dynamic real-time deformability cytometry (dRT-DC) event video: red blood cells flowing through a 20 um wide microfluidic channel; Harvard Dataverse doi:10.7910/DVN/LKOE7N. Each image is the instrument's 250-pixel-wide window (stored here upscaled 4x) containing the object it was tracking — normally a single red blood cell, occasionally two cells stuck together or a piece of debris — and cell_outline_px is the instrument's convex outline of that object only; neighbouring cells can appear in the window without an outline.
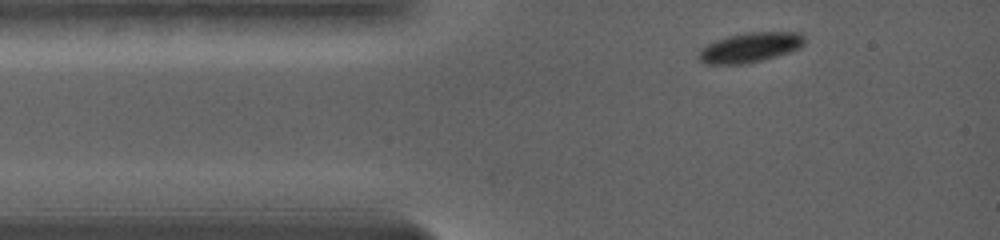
{"species": "common noctule bat (a hibernating species)", "species_latin": "Nyctalus noctula", "temperature_condition": "warm", "stored_images_in_passage": 24, "camera_frame_rate_fps": 5000, "um_per_image_px": 0.085, "animal": {"sex": "female", "body_mass_g": 19.0, "forearm_length_mm": 56.7}, "frame": {"image": 1, "passage_image": 2, "time_ms": 0.8, "image_size_px": [1000, 240], "cell_outline_px": [[804, 44], [800, 48], [788, 52], [760, 60], [740, 64], [708, 64], [700, 60], [700, 52], [708, 44], [716, 40], [728, 36], [744, 32], [800, 32], [804, 36]], "centroid_in_image_um": [63.8, 4.01], "position_along_channel_um": 21.2, "area_um2": 17.98}}
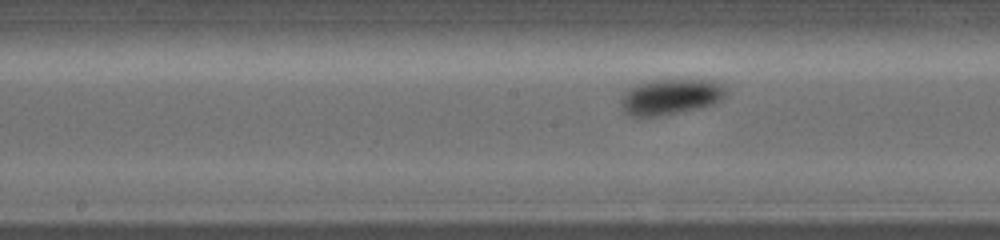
{"frame": {"image": 2, "passage_image": 12, "time_ms": 6.4, "image_size_px": [1000, 240], "cell_outline_px": [[728, 92], [716, 104], [660, 116], [628, 116], [620, 108], [620, 100], [624, 92], [640, 84], [656, 80], [704, 80], [720, 84]], "centroid_in_image_um": [56.96, 8.25], "position_along_channel_um": 191.2, "area_um2": 21.56}}
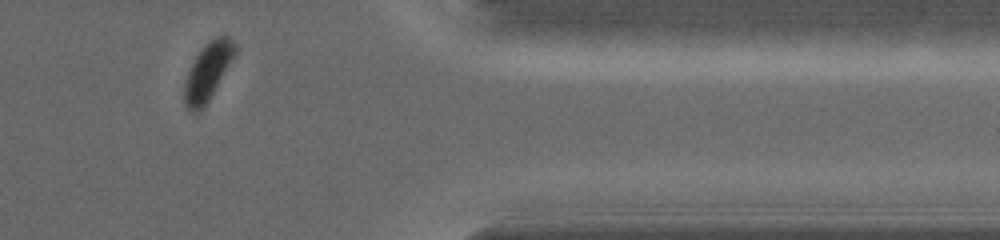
{"frame": {"image": 3, "passage_image": 23, "time_ms": 12.6, "image_size_px": [1000, 240], "cell_outline_px": [[236, 52], [208, 100], [196, 112], [188, 112], [184, 108], [184, 84], [188, 72], [196, 56], [216, 36], [228, 36], [236, 44]], "centroid_in_image_um": [17.63, 6.11], "position_along_channel_um": 393.8, "area_um2": 16.18}, "authors_computed_cell_mechanics": {"area_um2": 20.3745, "velocity_mm_per_s": 3.5588, "shape_relaxation_time_tau1_ms": 1.9055, "shape_relaxation_time_tau2_ms": null, "deformation_change_tau1": 0.0628, "deformation_change_tau2": null}}